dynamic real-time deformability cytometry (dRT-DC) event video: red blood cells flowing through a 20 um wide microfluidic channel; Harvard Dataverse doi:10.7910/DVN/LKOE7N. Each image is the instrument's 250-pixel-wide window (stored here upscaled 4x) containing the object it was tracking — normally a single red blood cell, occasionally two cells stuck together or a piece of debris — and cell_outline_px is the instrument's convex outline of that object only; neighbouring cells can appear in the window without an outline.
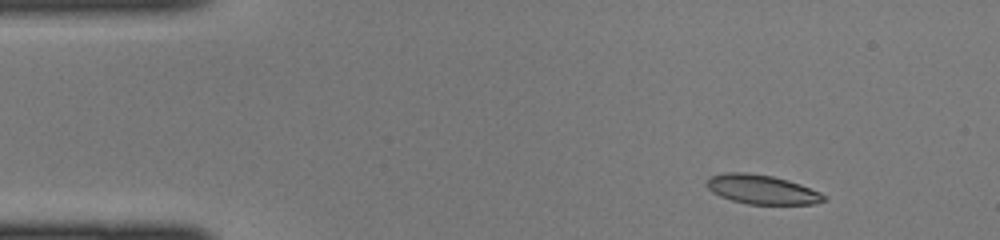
{"species": "common noctule bat (a hibernating species)", "species_latin": "Nyctalus noctula", "temperature_condition": "cold", "stored_images_in_passage": 40, "camera_frame_rate_fps": 3000, "um_per_image_px": 0.085, "animal": {"sex": "female", "body_mass_g": 22.0, "forearm_length_mm": 56.7}, "frame": {"image": 1, "passage_image": 1, "time_ms": 0.0, "image_size_px": [1000, 240], "cell_outline_px": [[828, 200], [816, 204], [748, 204], [732, 200], [720, 196], [712, 192], [708, 188], [708, 176], [724, 172], [748, 172], [772, 176], [788, 180], [800, 184], [820, 192]], "centroid_in_image_um": [64.76, 16.1], "position_along_channel_um": 20.2, "area_um2": 20.0}}
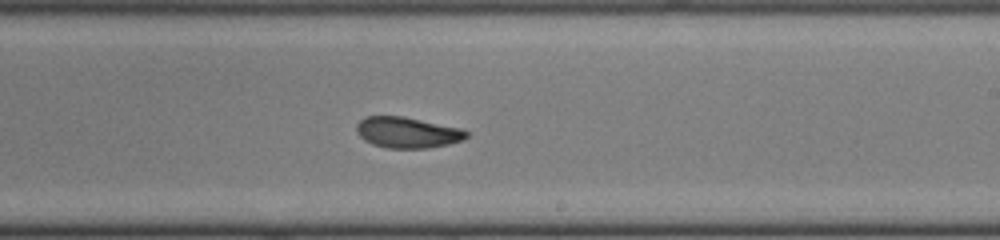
{"frame": {"image": 2, "passage_image": 22, "time_ms": 7.0, "image_size_px": [1000, 240], "cell_outline_px": [[468, 136], [464, 140], [448, 144], [428, 148], [388, 148], [372, 144], [364, 140], [356, 132], [356, 124], [360, 120], [368, 116], [404, 116], [460, 128], [468, 132]], "centroid_in_image_um": [34.62, 11.26], "position_along_channel_um": 254.4, "area_um2": 19.83}}
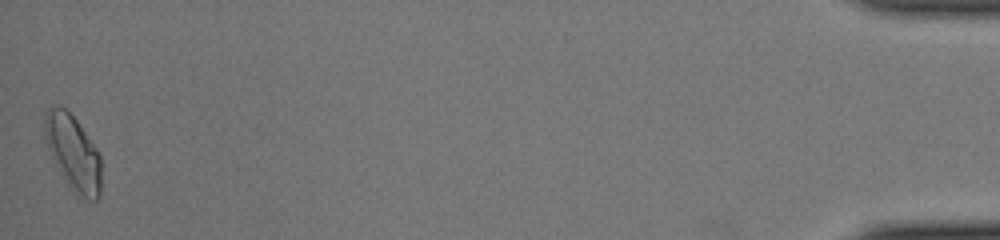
{"frame": {"image": 3, "passage_image": 40, "time_ms": 13.0, "image_size_px": [1000, 240], "cell_outline_px": [[100, 196], [96, 200], [88, 200], [68, 184], [60, 172], [52, 156], [44, 132], [44, 120], [48, 108], [64, 108], [76, 120], [100, 156]], "centroid_in_image_um": [6.22, 12.99], "position_along_channel_um": 429.0, "area_um2": 23.52}}